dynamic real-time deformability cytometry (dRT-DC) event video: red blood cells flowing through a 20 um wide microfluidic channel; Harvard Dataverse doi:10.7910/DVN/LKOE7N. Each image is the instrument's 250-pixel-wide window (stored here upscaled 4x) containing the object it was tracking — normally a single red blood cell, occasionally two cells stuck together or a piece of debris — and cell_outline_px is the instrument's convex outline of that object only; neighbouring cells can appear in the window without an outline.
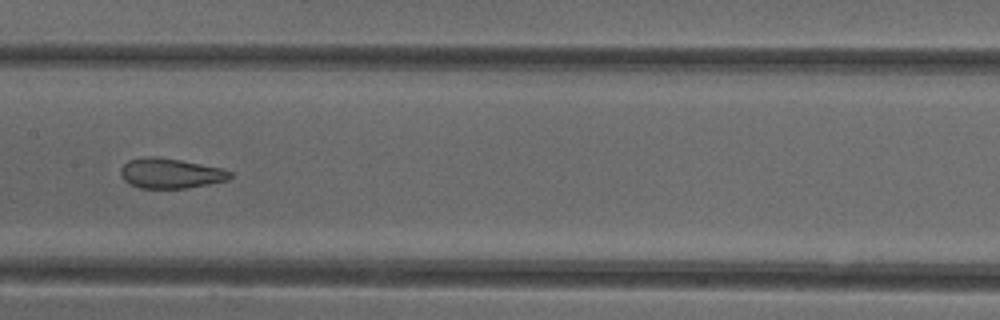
{"species": "common noctule bat (a hibernating species)", "species_latin": "Nyctalus noctula", "temperature_condition": "cold", "stored_images_in_passage": 19, "camera_frame_rate_fps": 3000, "um_per_image_px": 0.085, "animal": {"sex": "female"}, "frame": {"image": 1, "passage_image": 11, "time_ms": 3.333, "image_size_px": [1000, 320], "cell_outline_px": [[232, 176], [228, 180], [188, 188], [140, 188], [124, 180], [120, 176], [120, 168], [128, 160], [144, 156], [156, 156], [180, 160], [220, 168], [232, 172]], "centroid_in_image_um": [14.46, 14.73], "position_along_channel_um": 192.9, "area_um2": 19.13}}
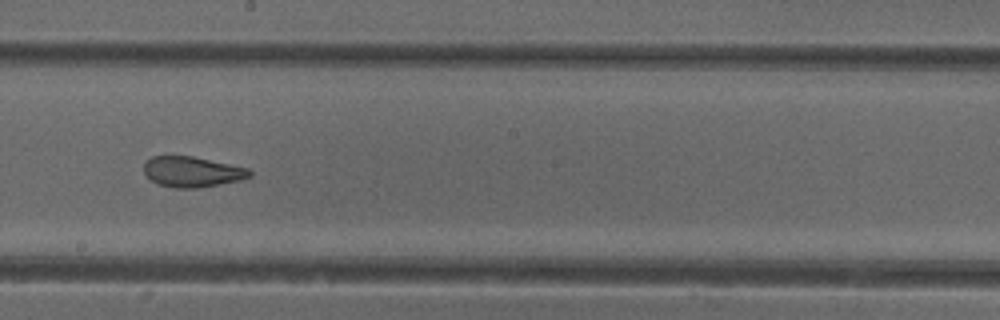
{"frame": {"image": 2, "passage_image": 14, "time_ms": 4.333, "image_size_px": [1000, 320], "cell_outline_px": [[252, 176], [240, 180], [200, 188], [176, 188], [160, 184], [152, 180], [144, 172], [144, 164], [152, 156], [192, 156], [248, 168], [252, 172]], "centroid_in_image_um": [16.36, 14.6], "position_along_channel_um": 231.8, "area_um2": 18.61}}